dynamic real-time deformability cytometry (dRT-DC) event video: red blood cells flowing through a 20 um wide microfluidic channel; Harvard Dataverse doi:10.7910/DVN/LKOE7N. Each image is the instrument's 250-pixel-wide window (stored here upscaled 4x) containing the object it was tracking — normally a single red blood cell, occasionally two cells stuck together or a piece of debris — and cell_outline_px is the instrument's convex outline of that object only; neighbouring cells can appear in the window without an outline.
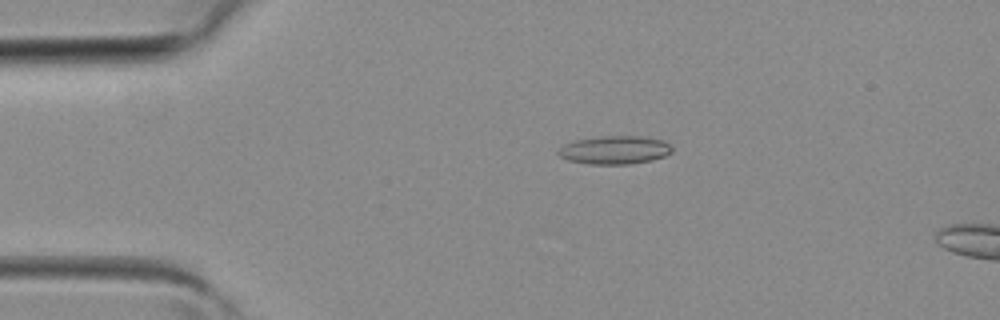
{"species": "common noctule bat (a hibernating species)", "species_latin": "Nyctalus noctula", "temperature_condition": "room temperature", "stored_images_in_passage": 3, "camera_frame_rate_fps": 3000, "um_per_image_px": 0.085, "animal": {"sex": "female", "body_mass_g": 19.3, "forearm_length_mm": 54.1}, "frame": {"image": 1, "passage_image": 2, "time_ms": 0.333, "image_size_px": [1000, 320], "cell_outline_px": [[672, 152], [664, 156], [652, 160], [628, 164], [592, 164], [568, 160], [560, 156], [556, 152], [564, 144], [576, 140], [600, 136], [640, 136], [664, 140], [672, 148]], "centroid_in_image_um": [52.25, 12.74], "position_along_channel_um": 32.7, "area_um2": 18.67}}